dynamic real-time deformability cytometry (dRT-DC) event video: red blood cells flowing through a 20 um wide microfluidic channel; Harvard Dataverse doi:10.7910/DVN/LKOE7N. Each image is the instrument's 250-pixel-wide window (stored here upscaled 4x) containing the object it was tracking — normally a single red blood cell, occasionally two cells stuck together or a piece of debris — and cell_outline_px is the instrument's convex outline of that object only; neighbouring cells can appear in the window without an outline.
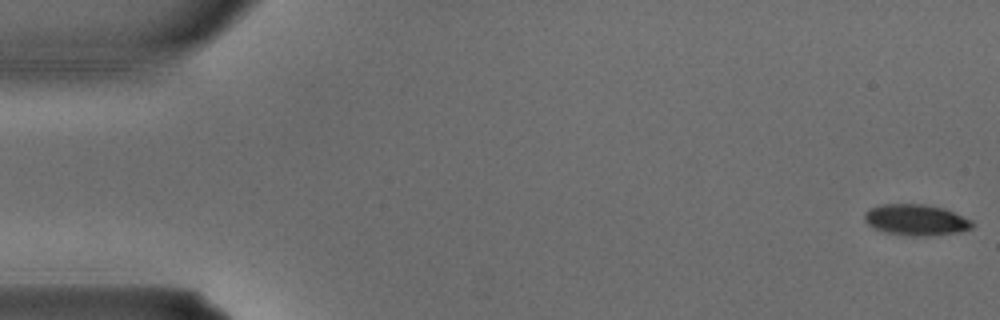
{"species": "common noctule bat (a hibernating species)", "species_latin": "Nyctalus noctula", "temperature_condition": "warm", "stored_images_in_passage": 4, "camera_frame_rate_fps": 3000, "um_per_image_px": 0.085, "animal": {"sex": "male", "body_mass_g": 15.6}, "frame": {"image": 1, "passage_image": 1, "time_ms": 0.0, "image_size_px": [1000, 320], "cell_outline_px": [[976, 224], [972, 228], [960, 232], [928, 236], [904, 236], [884, 232], [872, 228], [864, 220], [864, 212], [868, 208], [880, 204], [924, 204], [944, 208], [972, 220]], "centroid_in_image_um": [77.84, 18.7], "position_along_channel_um": 7.2, "area_um2": 19.94}}